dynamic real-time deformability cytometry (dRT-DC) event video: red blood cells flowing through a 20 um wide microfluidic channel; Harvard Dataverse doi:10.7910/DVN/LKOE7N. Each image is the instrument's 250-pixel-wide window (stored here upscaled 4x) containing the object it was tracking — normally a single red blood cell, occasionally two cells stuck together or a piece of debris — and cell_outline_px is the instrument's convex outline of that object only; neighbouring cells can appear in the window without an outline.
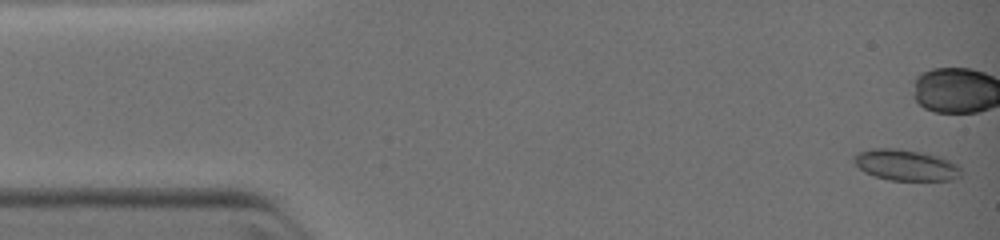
{"species": "common noctule bat (a hibernating species)", "species_latin": "Nyctalus noctula", "temperature_condition": "warm", "stored_images_in_passage": 34, "camera_frame_rate_fps": 3000, "um_per_image_px": 0.085, "animal": {"sex": "female", "body_mass_g": 19.0, "forearm_length_mm": 51.5}, "frame": {"image": 1, "passage_image": 1, "time_ms": 0.0, "image_size_px": [1000, 240], "cell_outline_px": [[960, 176], [952, 180], [888, 180], [864, 172], [852, 160], [852, 156], [860, 152], [872, 148], [900, 148], [924, 152], [940, 156], [956, 164], [960, 168]], "centroid_in_image_um": [76.98, 14.01], "position_along_channel_um": 8.0, "area_um2": 19.48}}
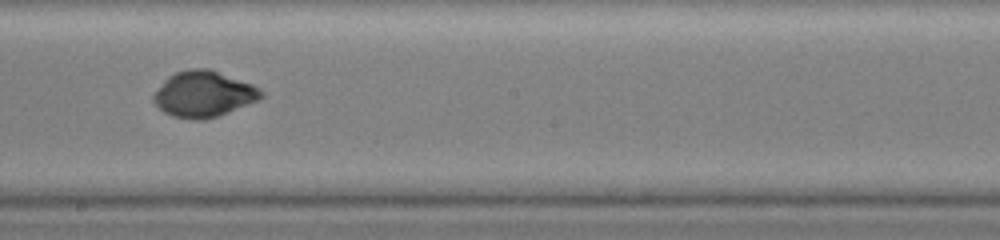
{"frame": {"image": 2, "passage_image": 20, "time_ms": 7.333, "image_size_px": [1000, 240], "cell_outline_px": [[264, 96], [260, 100], [216, 116], [204, 120], [196, 120], [172, 116], [164, 112], [152, 100], [152, 96], [164, 80], [168, 76], [176, 72], [188, 68], [208, 68], [252, 84], [260, 88], [264, 92]], "centroid_in_image_um": [17.31, 7.99], "position_along_channel_um": 230.9, "area_um2": 28.78}}